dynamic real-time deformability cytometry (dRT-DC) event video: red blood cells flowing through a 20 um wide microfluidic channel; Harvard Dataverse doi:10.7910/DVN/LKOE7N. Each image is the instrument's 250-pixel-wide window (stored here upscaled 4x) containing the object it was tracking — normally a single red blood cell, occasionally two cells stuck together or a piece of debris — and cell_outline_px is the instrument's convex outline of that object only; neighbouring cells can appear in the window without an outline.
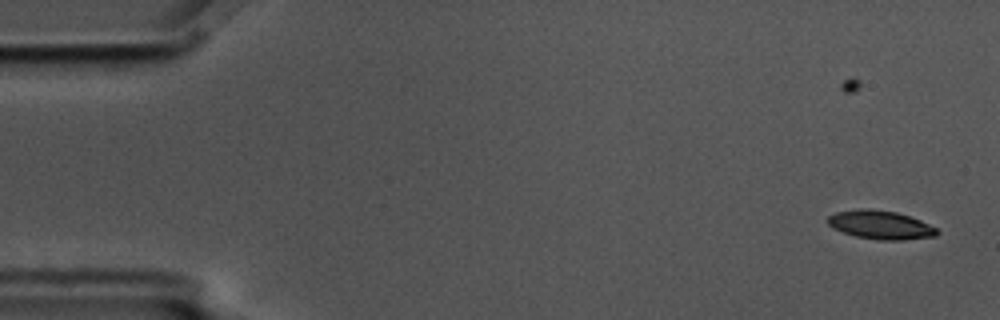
{"species": "common noctule bat (a hibernating species)", "species_latin": "Nyctalus noctula", "temperature_condition": "cold", "stored_images_in_passage": 6, "segment_of_instrument_passage": [1, 2], "camera_frame_rate_fps": 3000, "um_per_image_px": 0.085, "animal": {"sex": "male", "body_mass_g": 17.5, "forearm_length_mm": 52.3}, "frame": {"image": 1, "passage_image": 2, "time_ms": 0.333, "image_size_px": [1000, 320], "cell_outline_px": [[940, 232], [936, 236], [904, 240], [880, 240], [856, 236], [840, 232], [832, 228], [828, 224], [828, 216], [836, 212], [860, 208], [872, 208], [896, 212], [920, 220], [936, 228]], "centroid_in_image_um": [74.82, 19.11], "position_along_channel_um": 10.2, "area_um2": 18.32}}
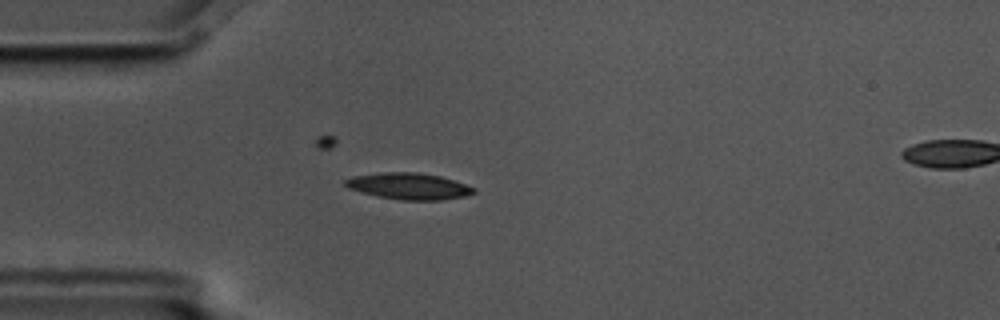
{"frame": {"image": 2, "passage_image": 5, "time_ms": 1.333, "image_size_px": [1000, 320], "cell_outline_px": [[476, 192], [464, 196], [440, 200], [400, 200], [380, 196], [348, 188], [344, 184], [344, 180], [352, 176], [380, 172], [416, 172], [440, 176], [476, 188]], "centroid_in_image_um": [34.74, 15.81], "position_along_channel_um": 50.3, "area_um2": 19.59}}